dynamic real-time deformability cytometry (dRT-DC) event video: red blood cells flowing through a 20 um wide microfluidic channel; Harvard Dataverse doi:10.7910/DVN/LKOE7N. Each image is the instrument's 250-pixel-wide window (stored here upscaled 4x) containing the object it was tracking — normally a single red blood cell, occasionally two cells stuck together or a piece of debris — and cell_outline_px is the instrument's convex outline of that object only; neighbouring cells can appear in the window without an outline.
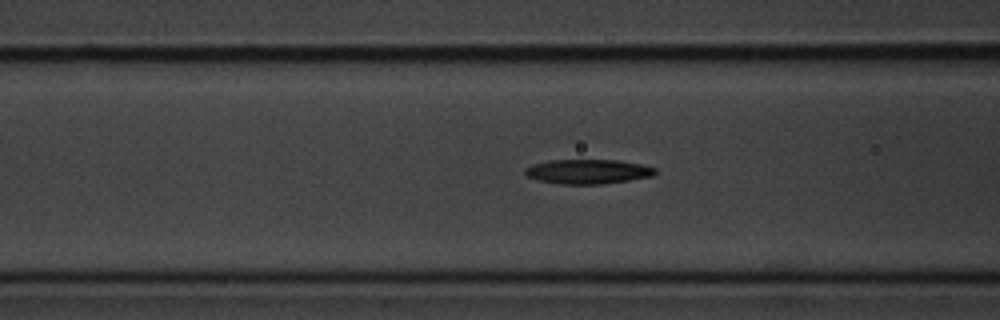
{"species": "common noctule bat (a hibernating species)", "species_latin": "Nyctalus noctula", "temperature_condition": "cold", "stored_images_in_passage": 5, "camera_frame_rate_fps": 3000, "um_per_image_px": 0.085, "animal": {"sex": "male", "body_mass_g": 20.1, "forearm_length_mm": 53.5}, "frame": {"image": 1, "passage_image": 5, "time_ms": 5.667, "image_size_px": [1000, 320], "cell_outline_px": [[656, 172], [652, 176], [604, 184], [560, 184], [536, 180], [524, 176], [524, 168], [532, 164], [548, 160], [616, 160], [640, 164], [656, 168]], "centroid_in_image_um": [49.89, 14.58], "position_along_channel_um": 116.7, "area_um2": 18.73}}